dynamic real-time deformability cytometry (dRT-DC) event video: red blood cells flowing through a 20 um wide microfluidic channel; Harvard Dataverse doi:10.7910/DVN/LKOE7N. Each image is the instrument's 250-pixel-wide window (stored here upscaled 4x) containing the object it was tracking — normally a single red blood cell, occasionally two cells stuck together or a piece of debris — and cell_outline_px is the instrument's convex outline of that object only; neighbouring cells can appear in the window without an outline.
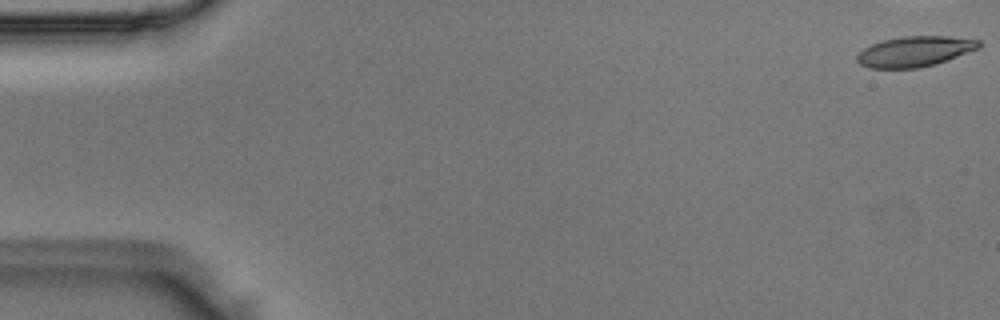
{"species": "Egyptian fruit bat (a non-hibernating species)", "species_latin": "Rousettus aegyptiacus", "temperature_condition": "room temperature", "stored_images_in_passage": 40, "camera_frame_rate_fps": 3000, "um_per_image_px": 0.085, "animal": {"sex": "male"}, "frame": {"image": 1, "passage_image": 1, "time_ms": 0.0, "image_size_px": [1000, 320], "cell_outline_px": [[980, 48], [936, 64], [916, 68], [868, 68], [860, 64], [856, 60], [856, 56], [864, 48], [872, 44], [884, 40], [904, 36], [944, 36], [980, 40]], "centroid_in_image_um": [77.75, 4.38], "position_along_channel_um": 7.3, "area_um2": 21.44}}